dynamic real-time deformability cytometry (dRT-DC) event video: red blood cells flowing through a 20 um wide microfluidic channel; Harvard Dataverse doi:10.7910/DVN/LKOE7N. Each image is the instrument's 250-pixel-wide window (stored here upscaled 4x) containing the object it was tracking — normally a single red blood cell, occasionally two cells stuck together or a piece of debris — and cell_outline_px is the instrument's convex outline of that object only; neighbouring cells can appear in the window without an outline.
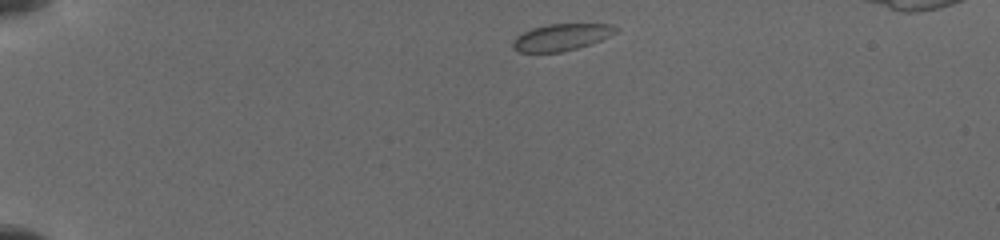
{"species": "common noctule bat (a hibernating species)", "species_latin": "Nyctalus noctula", "temperature_condition": "cold", "stored_images_in_passage": 8, "camera_frame_rate_fps": 3000, "um_per_image_px": 0.085, "animal": {"sex": "female", "body_mass_g": 19.5, "forearm_length_mm": 54.1}, "frame": {"image": 1, "passage_image": 1, "time_ms": 0.0, "image_size_px": [1000, 240], "cell_outline_px": [[620, 28], [616, 32], [600, 40], [564, 52], [520, 52], [512, 48], [512, 40], [516, 36], [532, 28], [548, 24], [612, 24]], "centroid_in_image_um": [47.69, 3.16], "position_along_channel_um": 37.3, "area_um2": 16.01}}
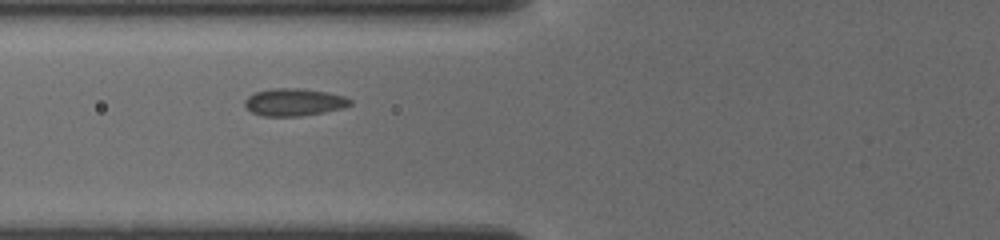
{"frame": {"image": 2, "passage_image": 5, "time_ms": 3.333, "image_size_px": [1000, 240], "cell_outline_px": [[352, 104], [344, 108], [324, 112], [300, 116], [260, 116], [252, 112], [244, 104], [244, 100], [248, 96], [256, 92], [272, 88], [300, 88], [324, 92], [344, 96], [352, 100]], "centroid_in_image_um": [24.99, 8.69], "position_along_channel_um": 100.8, "area_um2": 16.82}}
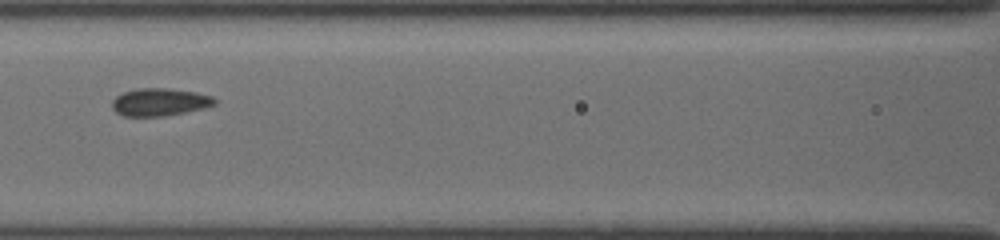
{"frame": {"image": 3, "passage_image": 7, "time_ms": 4.667, "image_size_px": [1000, 240], "cell_outline_px": [[216, 104], [204, 108], [164, 116], [124, 116], [116, 112], [112, 108], [112, 100], [116, 96], [124, 92], [140, 88], [164, 88], [196, 92], [212, 96], [216, 100]], "centroid_in_image_um": [13.57, 8.68], "position_along_channel_um": 153.0, "area_um2": 16.42}}